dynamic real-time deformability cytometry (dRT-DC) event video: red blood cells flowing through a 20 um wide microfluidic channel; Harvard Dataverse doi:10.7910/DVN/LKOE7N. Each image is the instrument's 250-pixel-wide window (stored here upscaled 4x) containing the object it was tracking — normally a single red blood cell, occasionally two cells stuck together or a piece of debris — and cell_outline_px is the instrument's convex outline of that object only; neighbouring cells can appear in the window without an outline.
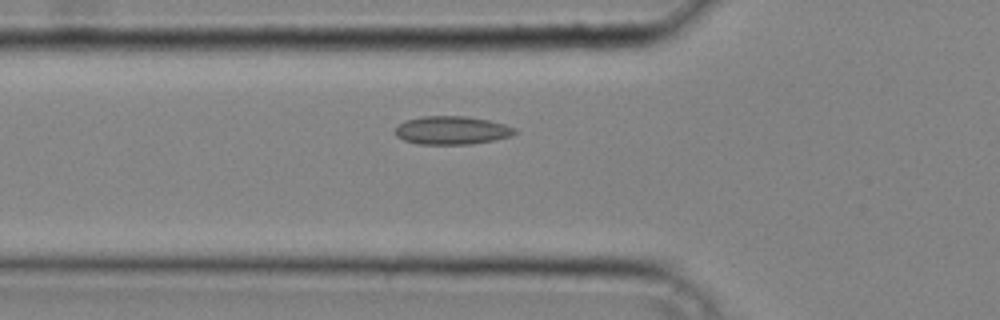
{"species": "common noctule bat (a hibernating species)", "species_latin": "Nyctalus noctula", "temperature_condition": "cold", "stored_images_in_passage": 35, "camera_frame_rate_fps": 3000, "um_per_image_px": 0.085, "animal": {"sex": "male", "body_mass_g": 20.4}, "frame": {"image": 1, "passage_image": 13, "time_ms": 4.0, "image_size_px": [1000, 320], "cell_outline_px": [[520, 132], [512, 136], [472, 144], [420, 144], [404, 140], [396, 136], [396, 128], [400, 124], [408, 120], [424, 116], [464, 116], [488, 120], [504, 124], [516, 128]], "centroid_in_image_um": [38.47, 11.08], "position_along_channel_um": 87.3, "area_um2": 19.59}}
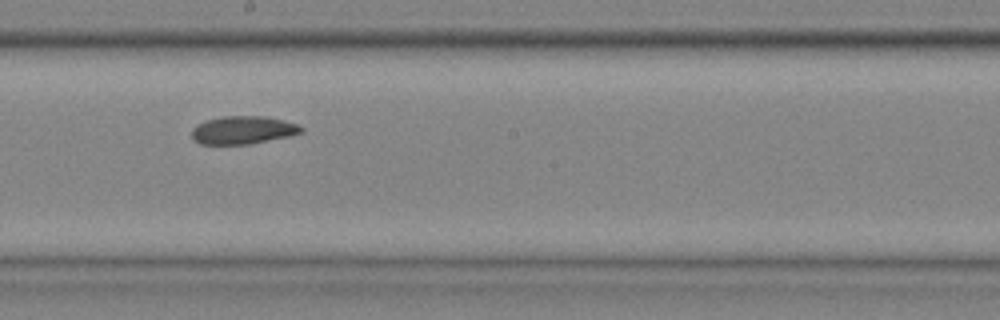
{"frame": {"image": 2, "passage_image": 22, "time_ms": 7.0, "image_size_px": [1000, 320], "cell_outline_px": [[304, 132], [288, 136], [248, 144], [200, 144], [192, 140], [192, 128], [208, 120], [220, 116], [264, 116], [284, 120], [296, 124], [304, 128]], "centroid_in_image_um": [20.65, 11.05], "position_along_channel_um": 227.6, "area_um2": 17.74}}
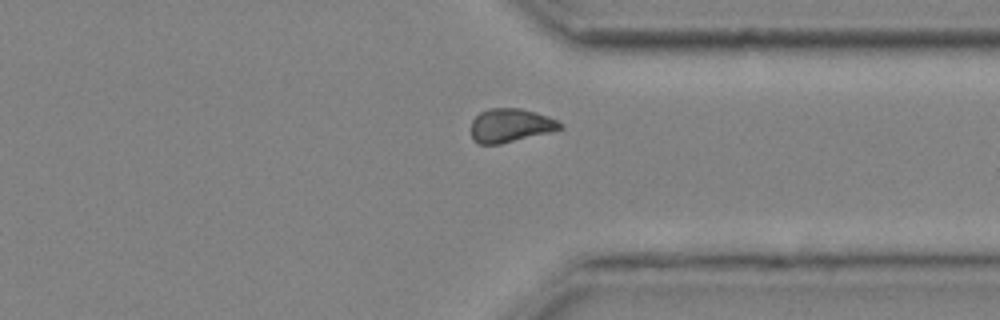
{"frame": {"image": 3, "passage_image": 31, "time_ms": 10.0, "image_size_px": [1000, 320], "cell_outline_px": [[564, 128], [552, 132], [500, 144], [480, 144], [472, 140], [472, 120], [480, 112], [488, 108], [520, 108], [536, 112], [548, 116], [564, 124]], "centroid_in_image_um": [43.42, 10.66], "position_along_channel_um": 368.0, "area_um2": 17.63}}